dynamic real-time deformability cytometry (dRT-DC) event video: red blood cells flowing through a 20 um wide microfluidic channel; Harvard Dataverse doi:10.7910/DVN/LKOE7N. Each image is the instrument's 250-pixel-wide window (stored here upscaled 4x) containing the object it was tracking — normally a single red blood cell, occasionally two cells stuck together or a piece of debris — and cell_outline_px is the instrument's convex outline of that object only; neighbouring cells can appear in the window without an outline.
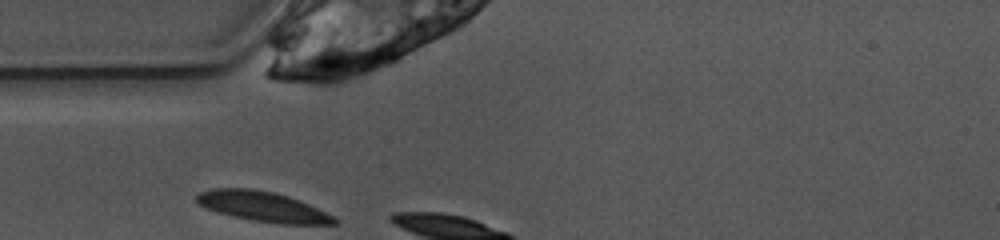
{"species": "common noctule bat (a hibernating species)", "species_latin": "Nyctalus noctula", "temperature_condition": "warm", "stored_images_in_passage": 25, "camera_frame_rate_fps": 3000, "um_per_image_px": 0.085, "animal": {"sex": "female", "body_mass_g": 10.0, "forearm_length_mm": 53.1}, "frame": {"image": 1, "passage_image": 1, "time_ms": 0.0, "image_size_px": [1000, 240], "cell_outline_px": [[340, 220], [336, 224], [284, 224], [252, 220], [232, 216], [208, 208], [200, 204], [196, 200], [196, 196], [200, 192], [212, 188], [252, 188], [272, 192], [288, 196], [308, 204]], "centroid_in_image_um": [22.34, 17.55], "position_along_channel_um": 62.7, "area_um2": 23.7}}